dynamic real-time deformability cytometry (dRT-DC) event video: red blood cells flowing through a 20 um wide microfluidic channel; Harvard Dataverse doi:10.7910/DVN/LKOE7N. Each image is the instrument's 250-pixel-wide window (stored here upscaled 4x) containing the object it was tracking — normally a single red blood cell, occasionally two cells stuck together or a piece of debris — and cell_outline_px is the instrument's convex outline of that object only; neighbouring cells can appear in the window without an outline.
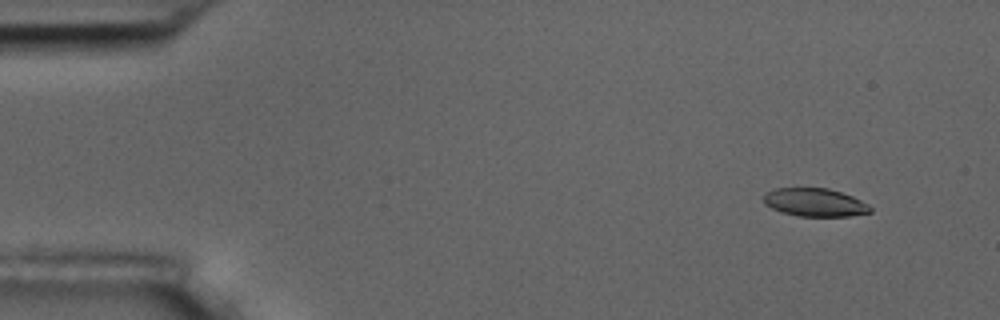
{"species": "common noctule bat (a hibernating species)", "species_latin": "Nyctalus noctula", "temperature_condition": "room temperature", "stored_images_in_passage": 9, "camera_frame_rate_fps": 3000, "um_per_image_px": 0.085, "animal": {"sex": "male", "body_mass_g": 17.5, "forearm_length_mm": 52.3}, "frame": {"image": 1, "passage_image": 1, "time_ms": 0.0, "image_size_px": [1000, 320], "cell_outline_px": [[872, 212], [848, 216], [800, 216], [780, 212], [764, 204], [764, 196], [768, 192], [776, 188], [828, 188], [852, 196], [868, 204], [872, 208]], "centroid_in_image_um": [69.27, 17.21], "position_along_channel_um": 15.7, "area_um2": 17.4}}
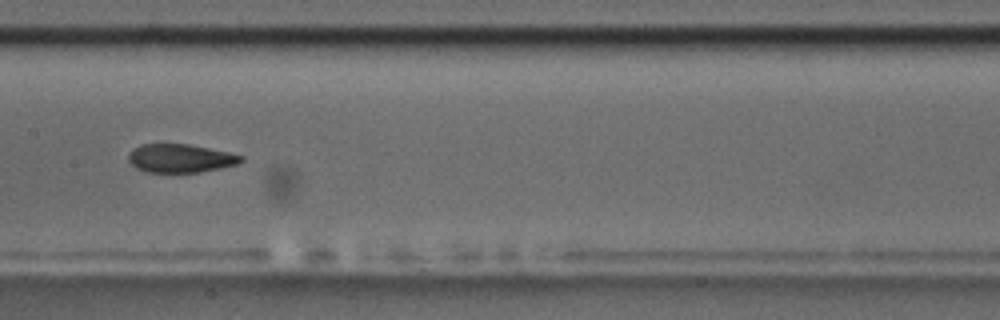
{"frame": {"image": 2, "passage_image": 7, "time_ms": 7.667, "image_size_px": [1000, 320], "cell_outline_px": [[244, 160], [236, 164], [220, 168], [200, 172], [144, 172], [136, 168], [128, 160], [128, 152], [132, 148], [140, 144], [188, 144], [228, 152], [244, 156]], "centroid_in_image_um": [15.29, 13.45], "position_along_channel_um": 192.1, "area_um2": 18.73}}
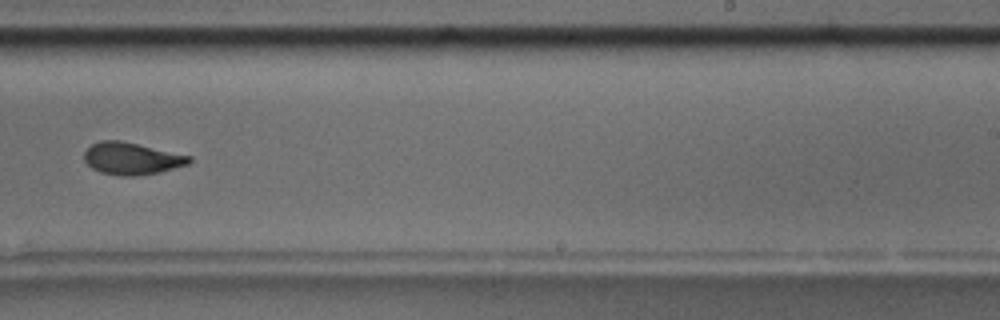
{"frame": {"image": 3, "passage_image": 9, "time_ms": 10.0, "image_size_px": [1000, 320], "cell_outline_px": [[192, 160], [188, 164], [160, 172], [136, 176], [120, 176], [100, 172], [92, 168], [84, 160], [84, 152], [92, 144], [100, 140], [120, 140], [192, 156]], "centroid_in_image_um": [11.19, 13.48], "position_along_channel_um": 277.8, "area_um2": 19.65}}